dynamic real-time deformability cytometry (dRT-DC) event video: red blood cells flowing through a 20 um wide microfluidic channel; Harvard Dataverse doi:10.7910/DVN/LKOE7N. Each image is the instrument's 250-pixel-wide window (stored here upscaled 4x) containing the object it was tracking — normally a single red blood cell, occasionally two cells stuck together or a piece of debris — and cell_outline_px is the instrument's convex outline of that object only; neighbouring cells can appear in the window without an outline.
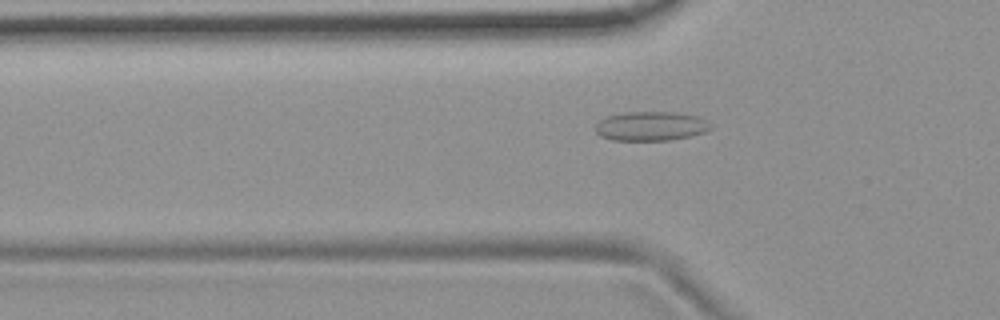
{"species": "common noctule bat (a hibernating species)", "species_latin": "Nyctalus noctula", "temperature_condition": "room temperature", "stored_images_in_passage": 49, "camera_frame_rate_fps": 3000, "um_per_image_px": 0.085, "animal": {"sex": "female", "body_mass_g": 19.9}, "frame": {"image": 1, "passage_image": 12, "time_ms": 3.667, "image_size_px": [1000, 320], "cell_outline_px": [[712, 128], [704, 132], [692, 136], [668, 140], [612, 140], [600, 136], [596, 132], [596, 124], [600, 120], [608, 116], [624, 112], [676, 112], [696, 116], [712, 124]], "centroid_in_image_um": [55.32, 10.72], "position_along_channel_um": 70.5, "area_um2": 19.59}}
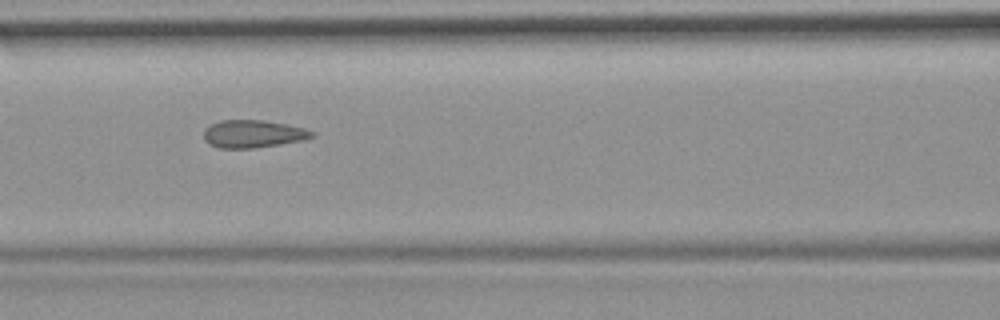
{"frame": {"image": 2, "passage_image": 18, "time_ms": 5.667, "image_size_px": [1000, 320], "cell_outline_px": [[316, 132], [312, 136], [304, 140], [252, 148], [220, 148], [208, 144], [204, 140], [204, 128], [208, 124], [220, 120], [264, 120], [304, 128]], "centroid_in_image_um": [21.45, 11.37], "position_along_channel_um": 145.2, "area_um2": 17.46}}
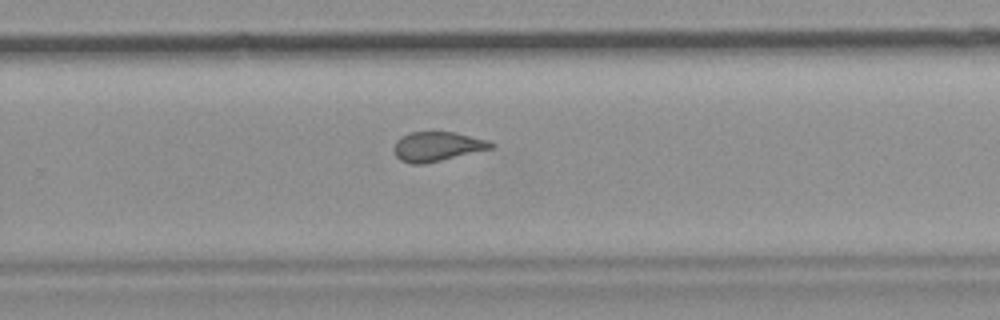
{"frame": {"image": 3, "passage_image": 30, "time_ms": 9.667, "image_size_px": [1000, 320], "cell_outline_px": [[496, 144], [492, 148], [424, 164], [412, 164], [400, 160], [396, 156], [392, 148], [396, 140], [400, 136], [408, 132], [456, 132], [488, 140]], "centroid_in_image_um": [37.12, 12.44], "position_along_channel_um": 292.7, "area_um2": 16.76}, "authors_computed_cell_mechanics": {"area_um2": 17.6868, "velocity_mm_per_s": 3.7069, "shape_relaxation_time_tau1_ms": null, "shape_relaxation_time_tau2_ms": 1.0477, "deformation_change_tau1": null, "deformation_change_tau2": 0.0559}}